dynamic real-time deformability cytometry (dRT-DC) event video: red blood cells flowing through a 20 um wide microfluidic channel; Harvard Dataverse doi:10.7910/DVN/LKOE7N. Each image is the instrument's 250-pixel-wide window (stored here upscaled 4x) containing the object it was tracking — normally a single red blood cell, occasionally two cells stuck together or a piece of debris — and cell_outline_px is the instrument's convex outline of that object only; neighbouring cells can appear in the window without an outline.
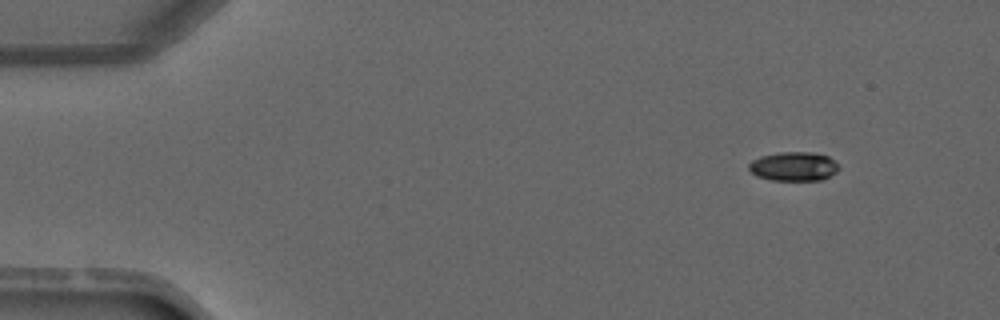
{"species": "common noctule bat (a hibernating species)", "species_latin": "Nyctalus noctula", "temperature_condition": "warm", "stored_images_in_passage": 3, "camera_frame_rate_fps": 3000, "um_per_image_px": 0.085, "animal": {"sex": "male", "forearm_length_mm": 52.5}, "frame": {"image": 1, "passage_image": 1, "time_ms": 0.0, "image_size_px": [1000, 320], "cell_outline_px": [[840, 168], [836, 172], [820, 180], [772, 180], [756, 176], [748, 168], [748, 164], [752, 160], [760, 156], [780, 152], [812, 152], [828, 156], [840, 164]], "centroid_in_image_um": [67.47, 14.13], "position_along_channel_um": 17.5, "area_um2": 15.32}}